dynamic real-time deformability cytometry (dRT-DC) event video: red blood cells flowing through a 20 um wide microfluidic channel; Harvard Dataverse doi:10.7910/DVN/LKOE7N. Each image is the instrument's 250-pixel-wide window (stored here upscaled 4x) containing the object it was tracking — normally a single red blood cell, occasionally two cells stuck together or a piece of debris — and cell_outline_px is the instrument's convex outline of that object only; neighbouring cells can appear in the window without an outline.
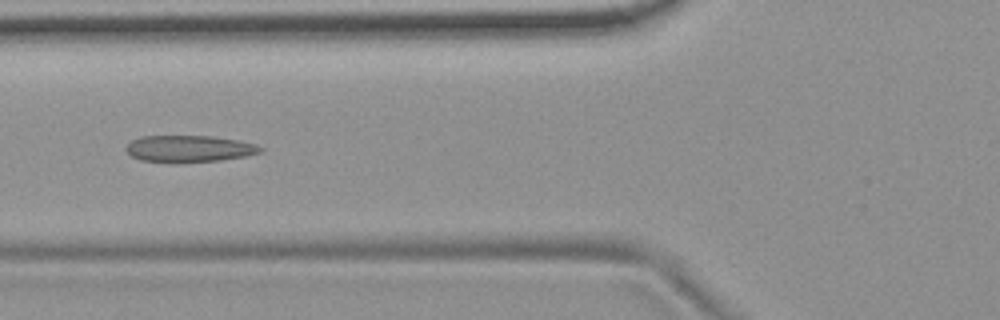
{"species": "common noctule bat (a hibernating species)", "species_latin": "Nyctalus noctula", "temperature_condition": "room temperature", "stored_images_in_passage": 10, "camera_frame_rate_fps": 3000, "um_per_image_px": 0.085, "animal": {"sex": "female", "body_mass_g": 19.9}, "frame": {"image": 1, "passage_image": 5, "time_ms": 5.667, "image_size_px": [1000, 320], "cell_outline_px": [[264, 148], [260, 152], [248, 156], [220, 160], [176, 164], [140, 160], [132, 156], [124, 148], [132, 140], [140, 136], [212, 136], [240, 140], [256, 144]], "centroid_in_image_um": [16.08, 12.66], "position_along_channel_um": 109.7, "area_um2": 21.39}}
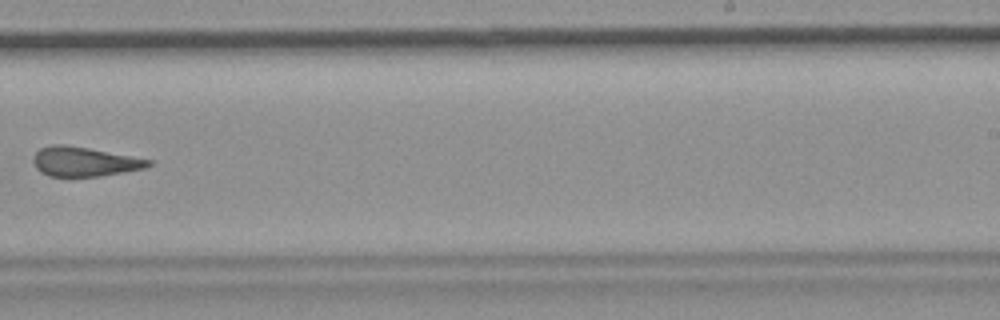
{"frame": {"image": 2, "passage_image": 9, "time_ms": 10.333, "image_size_px": [1000, 320], "cell_outline_px": [[152, 164], [144, 168], [100, 176], [48, 176], [40, 172], [36, 168], [32, 160], [32, 156], [40, 148], [52, 144], [64, 144], [88, 148], [132, 156], [152, 160]], "centroid_in_image_um": [7.12, 13.73], "position_along_channel_um": 281.9, "area_um2": 19.71}}
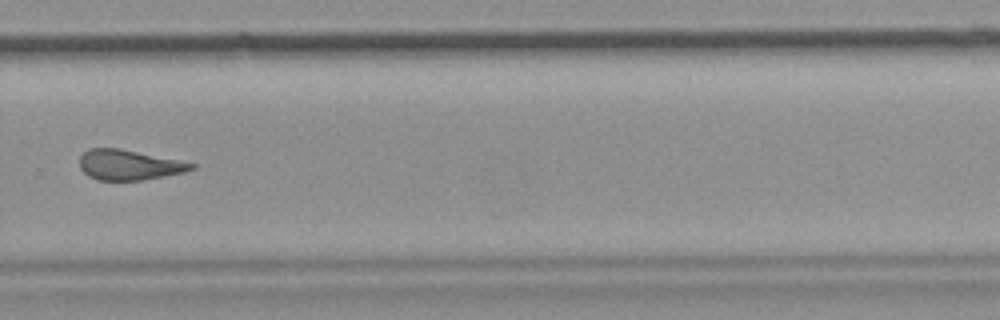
{"frame": {"image": 3, "passage_image": 10, "time_ms": 11.333, "image_size_px": [1000, 320], "cell_outline_px": [[196, 168], [184, 172], [164, 176], [140, 180], [96, 180], [88, 176], [80, 168], [80, 156], [88, 148], [120, 148], [196, 164]], "centroid_in_image_um": [10.93, 14.01], "position_along_channel_um": 318.9, "area_um2": 19.54}}